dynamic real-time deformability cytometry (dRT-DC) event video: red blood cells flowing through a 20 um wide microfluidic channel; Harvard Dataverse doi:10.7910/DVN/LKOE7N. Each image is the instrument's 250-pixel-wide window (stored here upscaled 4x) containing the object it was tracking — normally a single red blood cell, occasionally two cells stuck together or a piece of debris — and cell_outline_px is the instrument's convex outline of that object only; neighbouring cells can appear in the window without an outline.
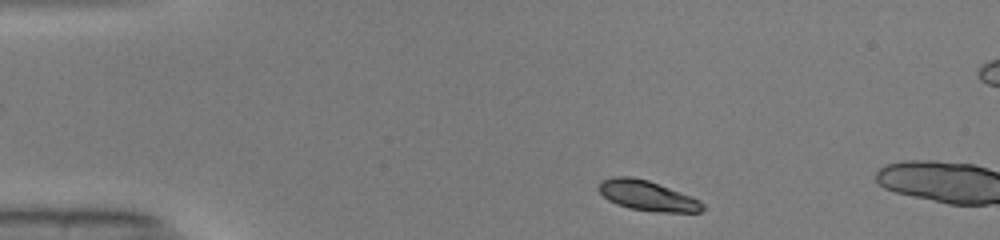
{"species": "common noctule bat (a hibernating species)", "species_latin": "Nyctalus noctula", "temperature_condition": "warm", "stored_images_in_passage": 5, "camera_frame_rate_fps": 3000, "um_per_image_px": 0.085, "animal": {"sex": "male", "body_mass_g": 19.0, "forearm_length_mm": 50.8}, "frame": {"image": 1, "passage_image": 2, "time_ms": 0.333, "image_size_px": [1000, 240], "cell_outline_px": [[704, 208], [700, 212], [656, 212], [632, 208], [616, 204], [608, 200], [596, 188], [600, 180], [612, 176], [632, 176], [648, 180], [692, 196], [700, 200], [704, 204]], "centroid_in_image_um": [55.0, 16.61], "position_along_channel_um": 30.0, "area_um2": 18.38}}